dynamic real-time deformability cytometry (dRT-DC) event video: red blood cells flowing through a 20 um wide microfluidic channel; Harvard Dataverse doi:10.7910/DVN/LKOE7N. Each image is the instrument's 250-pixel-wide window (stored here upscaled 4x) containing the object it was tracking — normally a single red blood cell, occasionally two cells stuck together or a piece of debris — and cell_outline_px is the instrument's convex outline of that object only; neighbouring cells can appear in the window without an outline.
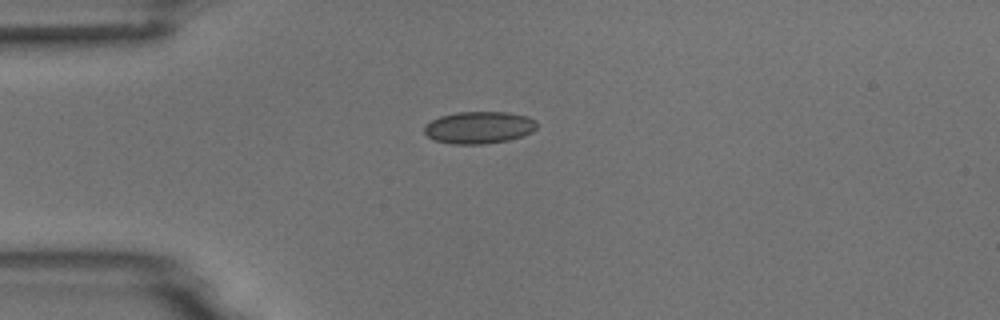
{"species": "common noctule bat (a hibernating species)", "species_latin": "Nyctalus noctula", "temperature_condition": "room temperature", "stored_images_in_passage": 5, "camera_frame_rate_fps": 3000, "um_per_image_px": 0.085, "animal": {"sex": "male", "body_mass_g": 18.8}, "frame": {"image": 1, "passage_image": 1, "time_ms": 0.0, "image_size_px": [1000, 320], "cell_outline_px": [[536, 128], [532, 132], [508, 140], [484, 144], [452, 144], [436, 140], [428, 136], [424, 132], [424, 128], [432, 120], [440, 116], [456, 112], [508, 112], [528, 116], [536, 120]], "centroid_in_image_um": [40.74, 10.83], "position_along_channel_um": 44.3, "area_um2": 20.98}}